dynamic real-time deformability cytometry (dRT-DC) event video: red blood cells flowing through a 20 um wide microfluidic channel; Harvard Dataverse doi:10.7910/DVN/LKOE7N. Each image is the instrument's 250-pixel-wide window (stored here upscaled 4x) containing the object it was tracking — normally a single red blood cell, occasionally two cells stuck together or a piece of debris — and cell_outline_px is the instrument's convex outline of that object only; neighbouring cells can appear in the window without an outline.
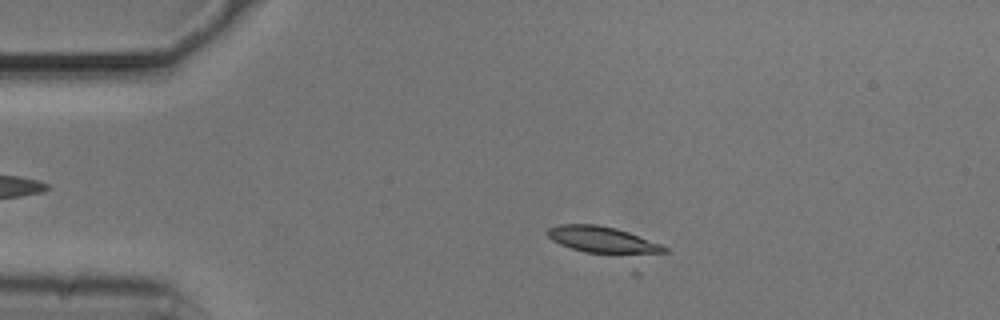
{"species": "common noctule bat (a hibernating species)", "species_latin": "Nyctalus noctula", "temperature_condition": "cold", "stored_images_in_passage": 11, "camera_frame_rate_fps": 3000, "um_per_image_px": 0.085, "animal": {"sex": "male", "body_mass_g": 20.5, "forearm_length_mm": 52.5}, "frame": {"image": 1, "passage_image": 2, "time_ms": 0.333, "image_size_px": [1000, 320], "cell_outline_px": [[668, 252], [640, 256], [632, 256], [584, 252], [560, 244], [552, 240], [548, 236], [548, 228], [560, 224], [596, 224], [616, 228], [628, 232], [660, 244], [668, 248]], "centroid_in_image_um": [51.3, 20.42], "position_along_channel_um": 33.7, "area_um2": 18.44}}
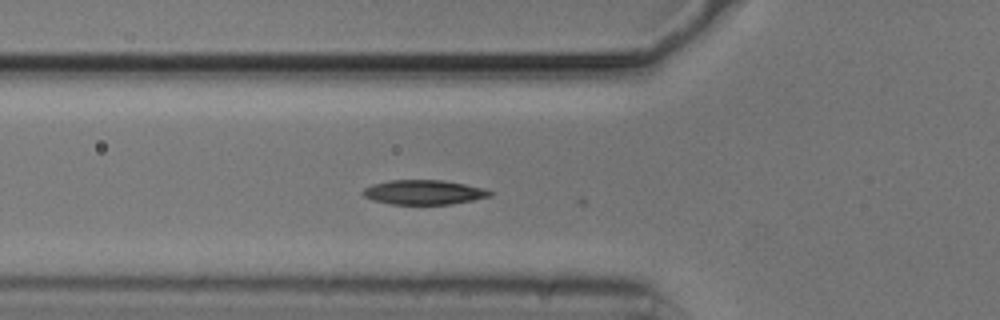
{"frame": {"image": 2, "passage_image": 10, "time_ms": 3.0, "image_size_px": [1000, 320], "cell_outline_px": [[492, 196], [452, 204], [392, 204], [372, 200], [364, 196], [360, 192], [364, 188], [372, 184], [388, 180], [440, 180], [464, 184], [484, 188], [492, 192]], "centroid_in_image_um": [35.99, 16.34], "position_along_channel_um": 89.8, "area_um2": 18.15}}